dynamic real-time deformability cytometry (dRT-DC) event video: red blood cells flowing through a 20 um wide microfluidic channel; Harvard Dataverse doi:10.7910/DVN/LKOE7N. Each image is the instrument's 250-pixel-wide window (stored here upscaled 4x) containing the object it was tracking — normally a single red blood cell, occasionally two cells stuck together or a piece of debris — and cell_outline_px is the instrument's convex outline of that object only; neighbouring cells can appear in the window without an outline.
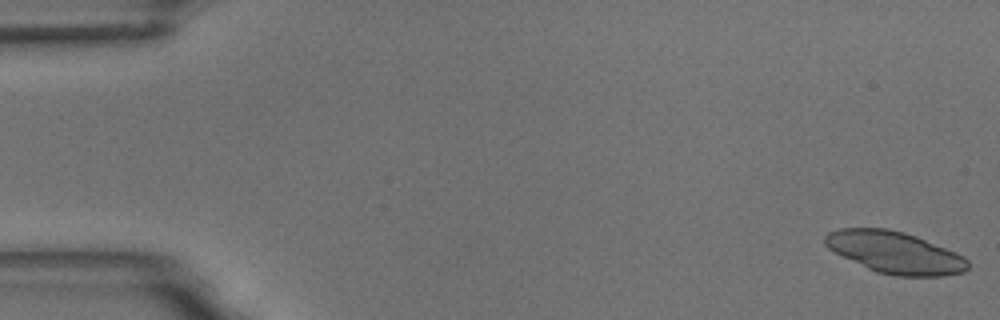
{"species": "common noctule bat (a hibernating species)", "species_latin": "Nyctalus noctula", "temperature_condition": "room temperature", "stored_images_in_passage": 59, "camera_frame_rate_fps": 3000, "um_per_image_px": 0.085, "animal": {"sex": "male", "body_mass_g": 18.8}, "frame": {"image": 1, "passage_image": 1, "time_ms": 0.0, "image_size_px": [1000, 320], "cell_outline_px": [[968, 268], [964, 272], [944, 276], [896, 276], [876, 272], [828, 248], [824, 244], [824, 236], [828, 232], [840, 228], [888, 228], [904, 232], [916, 236], [956, 252], [964, 256], [968, 260]], "centroid_in_image_um": [76.09, 21.45], "position_along_channel_um": 8.9, "area_um2": 34.68}}
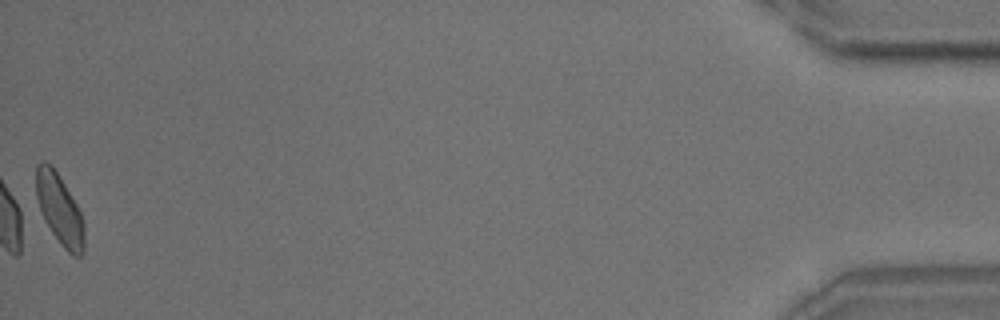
{"frame": {"image": 2, "passage_image": 59, "time_ms": 19.333, "image_size_px": [1000, 320], "cell_outline_px": [[84, 252], [80, 256], [72, 256], [60, 244], [44, 220], [36, 196], [36, 164], [44, 160], [56, 172], [64, 184], [76, 204], [84, 220]], "centroid_in_image_um": [5.07, 17.84], "position_along_channel_um": 430.1, "area_um2": 19.54}, "authors_computed_cell_mechanics": {"area_um2": 19.5364, "velocity_mm_per_s": 3.4361, "shape_relaxation_time_tau1_ms": 3.5099, "shape_relaxation_time_tau2_ms": 1.3027, "deformation_change_tau1": 0.0841, "deformation_change_tau2": 0.0641}}